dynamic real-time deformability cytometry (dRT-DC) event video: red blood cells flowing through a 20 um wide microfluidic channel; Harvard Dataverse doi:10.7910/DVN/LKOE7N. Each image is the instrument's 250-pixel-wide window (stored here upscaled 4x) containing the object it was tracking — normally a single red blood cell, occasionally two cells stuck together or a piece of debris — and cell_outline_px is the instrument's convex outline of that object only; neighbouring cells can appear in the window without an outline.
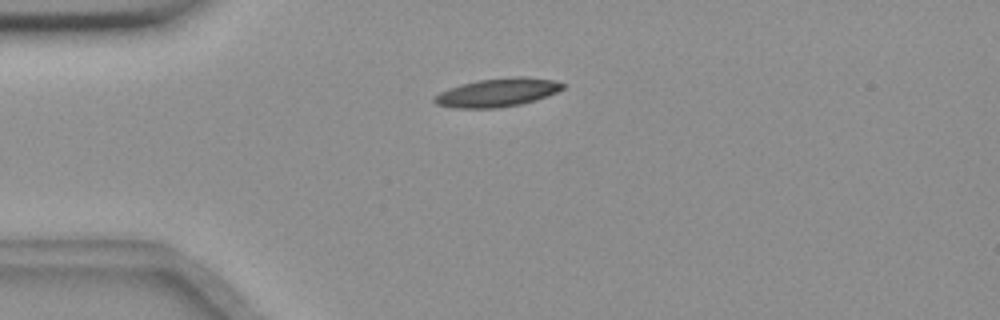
{"species": "common noctule bat (a hibernating species)", "species_latin": "Nyctalus noctula", "temperature_condition": "room temperature", "stored_images_in_passage": 46, "camera_frame_rate_fps": 3000, "um_per_image_px": 0.085, "animal": {"sex": "female", "body_mass_g": 18.4}, "frame": {"image": 1, "passage_image": 4, "time_ms": 1.0, "image_size_px": [1000, 320], "cell_outline_px": [[568, 84], [564, 88], [548, 96], [536, 100], [520, 104], [496, 108], [452, 108], [436, 104], [432, 100], [432, 96], [448, 88], [460, 84], [480, 80], [516, 76], [524, 76], [556, 80]], "centroid_in_image_um": [42.29, 7.86], "position_along_channel_um": 42.7, "area_um2": 21.56}}
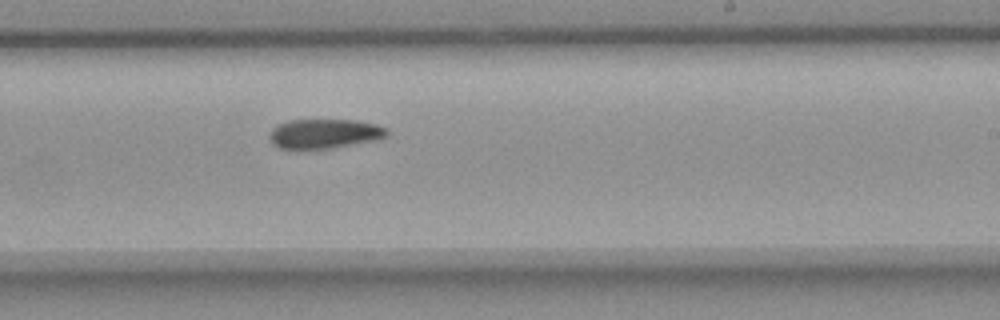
{"frame": {"image": 2, "passage_image": 24, "time_ms": 7.667, "image_size_px": [1000, 320], "cell_outline_px": [[388, 136], [380, 140], [332, 148], [280, 148], [272, 144], [268, 136], [272, 128], [276, 124], [292, 120], [356, 120], [376, 124], [388, 128]], "centroid_in_image_um": [27.62, 11.36], "position_along_channel_um": 261.4, "area_um2": 20.4}}
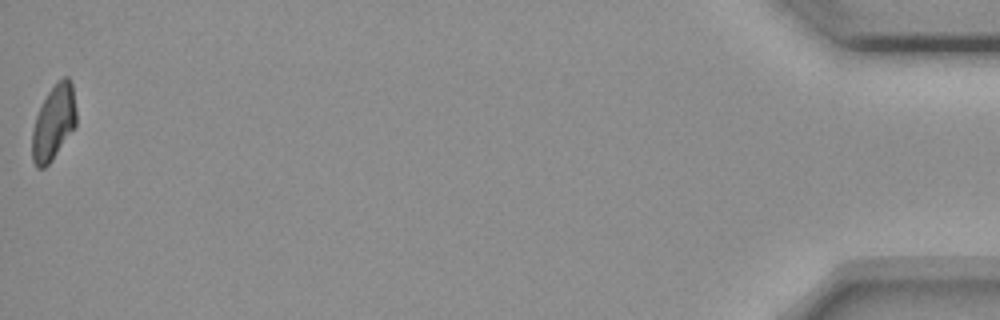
{"frame": {"image": 3, "passage_image": 46, "time_ms": 15.0, "image_size_px": [1000, 320], "cell_outline_px": [[76, 124], [52, 160], [44, 168], [36, 168], [32, 160], [32, 128], [36, 116], [48, 92], [64, 76], [68, 76], [72, 80], [76, 112]], "centroid_in_image_um": [4.55, 10.42], "position_along_channel_um": 430.6, "area_um2": 19.07}}